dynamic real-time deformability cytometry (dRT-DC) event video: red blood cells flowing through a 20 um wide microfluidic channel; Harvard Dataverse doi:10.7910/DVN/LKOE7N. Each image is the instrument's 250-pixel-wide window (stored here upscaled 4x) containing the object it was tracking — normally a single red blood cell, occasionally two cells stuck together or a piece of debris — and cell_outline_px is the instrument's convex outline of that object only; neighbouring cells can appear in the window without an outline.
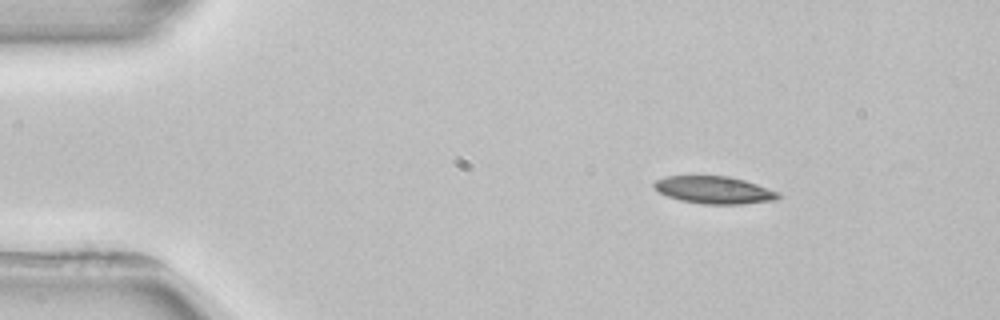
{"species": "common noctule bat (a hibernating species)", "species_latin": "Nyctalus noctula", "temperature_condition": "room temperature", "stored_images_in_passage": 3, "camera_frame_rate_fps": 3000, "um_per_image_px": 0.085, "animal": {"sex": "female", "body_mass_g": 22.7, "forearm_length_mm": 54.2}, "frame": {"image": 1, "passage_image": 1, "time_ms": 0.0, "image_size_px": [1000, 320], "cell_outline_px": [[780, 196], [776, 200], [744, 204], [704, 204], [680, 200], [668, 196], [660, 192], [652, 184], [656, 180], [664, 176], [728, 176], [744, 180], [780, 192]], "centroid_in_image_um": [60.72, 16.15], "position_along_channel_um": 24.3, "area_um2": 19.77}}
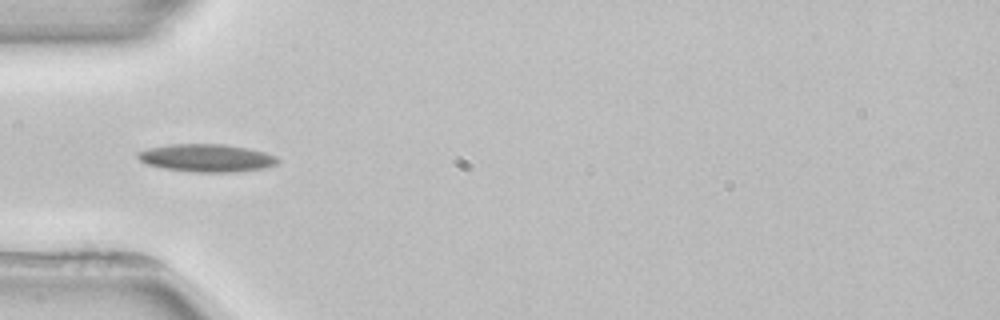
{"frame": {"image": 2, "passage_image": 3, "time_ms": 3.0, "image_size_px": [1000, 320], "cell_outline_px": [[280, 160], [276, 164], [264, 168], [236, 172], [192, 172], [164, 168], [148, 164], [140, 160], [136, 156], [136, 152], [148, 148], [172, 144], [224, 144], [248, 148], [264, 152], [276, 156]], "centroid_in_image_um": [17.57, 13.42], "position_along_channel_um": 67.4, "area_um2": 22.66}}